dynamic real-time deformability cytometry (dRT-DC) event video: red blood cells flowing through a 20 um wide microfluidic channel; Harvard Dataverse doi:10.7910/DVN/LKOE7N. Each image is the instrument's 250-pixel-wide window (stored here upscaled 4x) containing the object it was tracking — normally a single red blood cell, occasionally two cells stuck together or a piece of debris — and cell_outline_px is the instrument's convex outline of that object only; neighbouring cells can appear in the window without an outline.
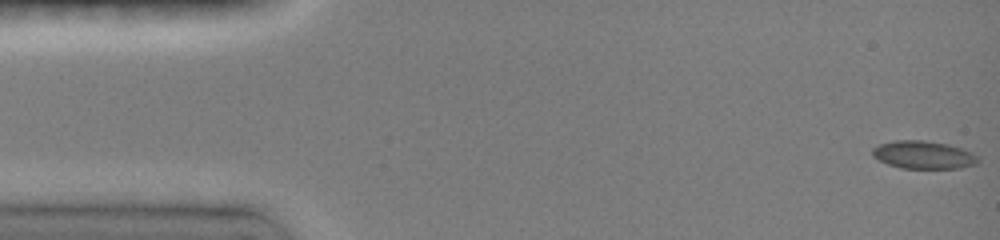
{"species": "common noctule bat (a hibernating species)", "species_latin": "Nyctalus noctula", "temperature_condition": "room temperature", "stored_images_in_passage": 83, "camera_frame_rate_fps": 3000, "um_per_image_px": 0.085, "animal": {"sex": "female", "body_mass_g": 19.0, "forearm_length_mm": 51.5}, "frame": {"image": 1, "passage_image": 1, "time_ms": 0.0, "image_size_px": [1000, 240], "cell_outline_px": [[976, 164], [960, 168], [900, 168], [888, 164], [872, 156], [872, 148], [880, 144], [896, 140], [924, 140], [948, 144], [960, 148], [976, 156]], "centroid_in_image_um": [78.43, 13.16], "position_along_channel_um": 6.6, "area_um2": 16.88}}
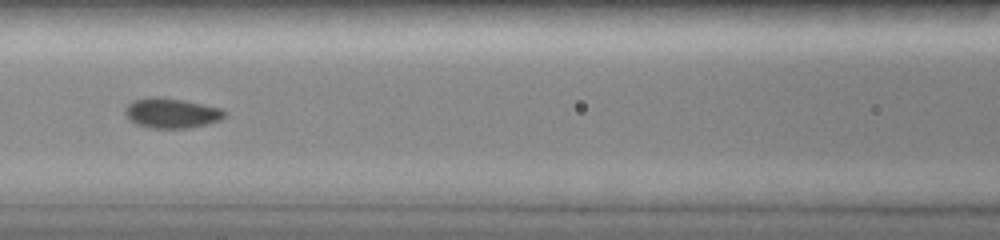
{"frame": {"image": 2, "passage_image": 25, "time_ms": 6.667, "image_size_px": [1000, 240], "cell_outline_px": [[228, 112], [220, 120], [208, 124], [192, 128], [152, 128], [136, 124], [124, 112], [124, 108], [132, 100], [148, 96], [160, 96], [184, 100], [224, 108]], "centroid_in_image_um": [14.61, 9.59], "position_along_channel_um": 152.0, "area_um2": 17.74}}
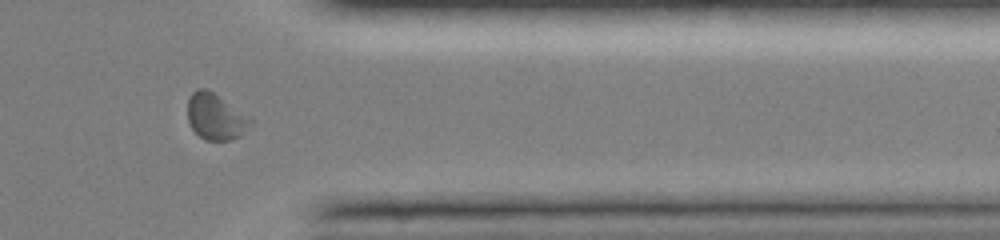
{"frame": {"image": 3, "passage_image": 60, "time_ms": 12.667, "image_size_px": [1000, 240], "cell_outline_px": [[256, 120], [240, 136], [232, 140], [204, 140], [188, 124], [188, 100], [192, 92], [196, 88], [208, 88], [252, 116]], "centroid_in_image_um": [18.38, 9.89], "position_along_channel_um": 393.0, "area_um2": 17.51}, "authors_computed_cell_mechanics": {"area_um2": 16.7042, "velocity_mm_per_s": 4.0383, "shape_relaxation_time_tau1_ms": 3.3091, "shape_relaxation_time_tau2_ms": null, "deformation_change_tau1": 0.1137, "deformation_change_tau2": null}}